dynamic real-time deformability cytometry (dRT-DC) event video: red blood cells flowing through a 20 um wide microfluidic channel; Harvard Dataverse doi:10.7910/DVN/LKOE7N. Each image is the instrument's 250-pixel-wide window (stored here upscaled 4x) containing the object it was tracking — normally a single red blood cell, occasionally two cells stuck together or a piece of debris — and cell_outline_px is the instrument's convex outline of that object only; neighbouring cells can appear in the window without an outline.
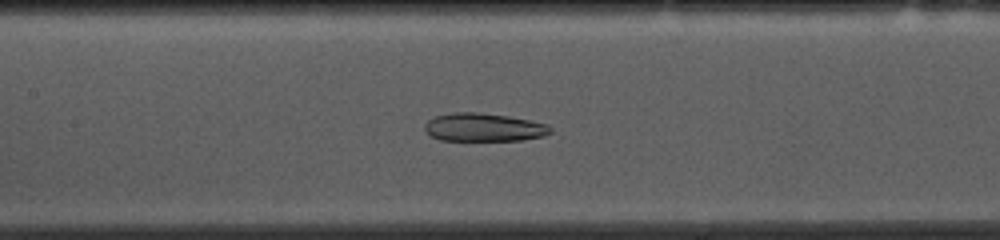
{"species": "common noctule bat (a hibernating species)", "species_latin": "Nyctalus noctula", "temperature_condition": "cold", "stored_images_in_passage": 52, "camera_frame_rate_fps": 3000, "um_per_image_px": 0.085, "animal": {"sex": "female", "body_mass_g": 10.0, "forearm_length_mm": 53.1}, "frame": {"image": 1, "passage_image": 22, "time_ms": 7.0, "image_size_px": [1000, 240], "cell_outline_px": [[552, 132], [544, 136], [520, 140], [440, 140], [428, 136], [424, 128], [424, 124], [428, 120], [436, 116], [456, 112], [476, 112], [508, 116], [548, 124], [552, 128]], "centroid_in_image_um": [41.1, 10.83], "position_along_channel_um": 166.3, "area_um2": 20.69}}
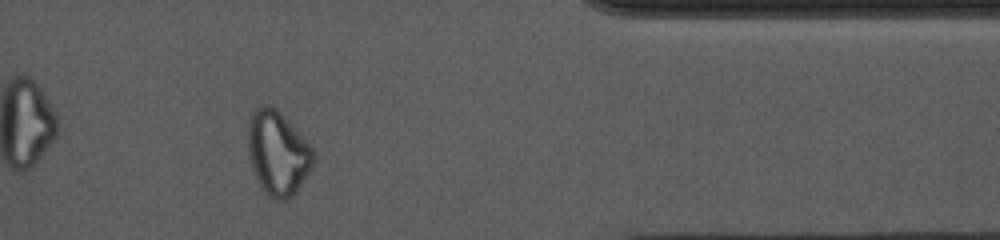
{"frame": {"image": 2, "passage_image": 42, "time_ms": 13.667, "image_size_px": [1000, 240], "cell_outline_px": [[316, 160], [312, 168], [296, 192], [292, 196], [284, 200], [276, 200], [256, 180], [252, 168], [248, 152], [248, 120], [252, 112], [260, 104], [268, 104], [276, 108], [288, 120], [316, 152]], "centroid_in_image_um": [23.62, 12.97], "position_along_channel_um": 387.8, "area_um2": 32.14}}
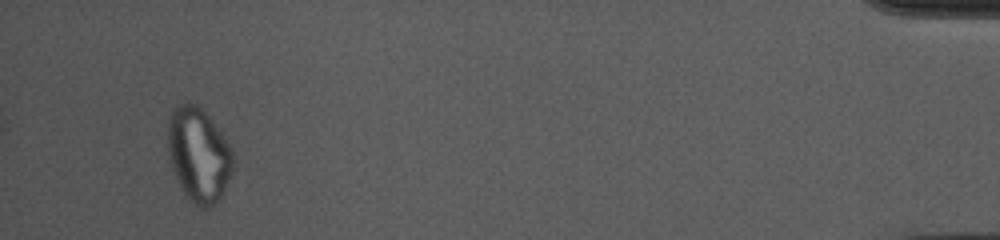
{"frame": {"image": 3, "passage_image": 49, "time_ms": 16.0, "image_size_px": [1000, 240], "cell_outline_px": [[232, 172], [220, 200], [208, 208], [200, 208], [192, 204], [188, 200], [172, 168], [168, 156], [168, 120], [172, 112], [180, 104], [196, 104], [212, 120], [232, 148]], "centroid_in_image_um": [16.89, 13.2], "position_along_channel_um": 418.3, "area_um2": 35.6}, "authors_computed_cell_mechanics": {"area_um2": 27.6284, "velocity_mm_per_s": 3.6947, "shape_relaxation_time_tau1_ms": null, "shape_relaxation_time_tau2_ms": 3.2005, "deformation_change_tau1": null, "deformation_change_tau2": 0.1112}}